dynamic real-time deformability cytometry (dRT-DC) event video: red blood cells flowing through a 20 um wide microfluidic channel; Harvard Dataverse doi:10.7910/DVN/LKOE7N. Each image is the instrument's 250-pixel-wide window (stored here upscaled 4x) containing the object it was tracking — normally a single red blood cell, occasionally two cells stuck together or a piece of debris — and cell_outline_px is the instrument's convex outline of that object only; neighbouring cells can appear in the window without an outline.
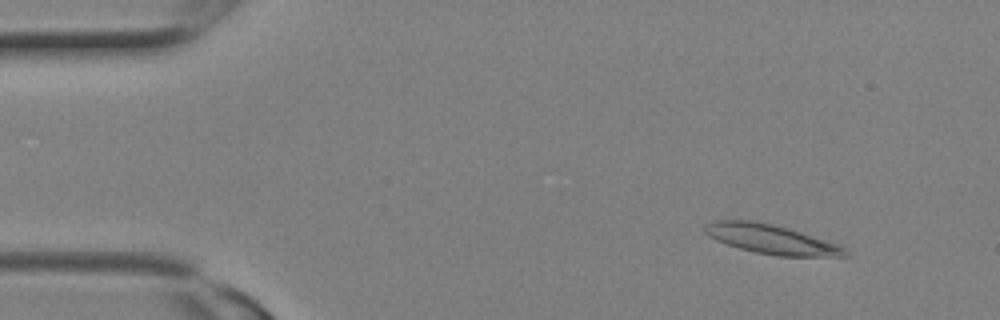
{"species": "Egyptian fruit bat (a non-hibernating species)", "species_latin": "Rousettus aegyptiacus", "temperature_condition": "room temperature", "stored_images_in_passage": 8, "camera_frame_rate_fps": 3000, "um_per_image_px": 0.085, "animal": {"sex": "female"}, "frame": {"image": 1, "passage_image": 3, "time_ms": 0.667, "image_size_px": [1000, 320], "cell_outline_px": [[848, 256], [776, 256], [756, 252], [740, 248], [716, 240], [708, 236], [704, 232], [704, 224], [716, 220], [752, 220], [772, 224], [788, 228], [836, 244], [844, 248], [848, 252]], "centroid_in_image_um": [65.49, 20.33], "position_along_channel_um": 19.5, "area_um2": 23.64}}